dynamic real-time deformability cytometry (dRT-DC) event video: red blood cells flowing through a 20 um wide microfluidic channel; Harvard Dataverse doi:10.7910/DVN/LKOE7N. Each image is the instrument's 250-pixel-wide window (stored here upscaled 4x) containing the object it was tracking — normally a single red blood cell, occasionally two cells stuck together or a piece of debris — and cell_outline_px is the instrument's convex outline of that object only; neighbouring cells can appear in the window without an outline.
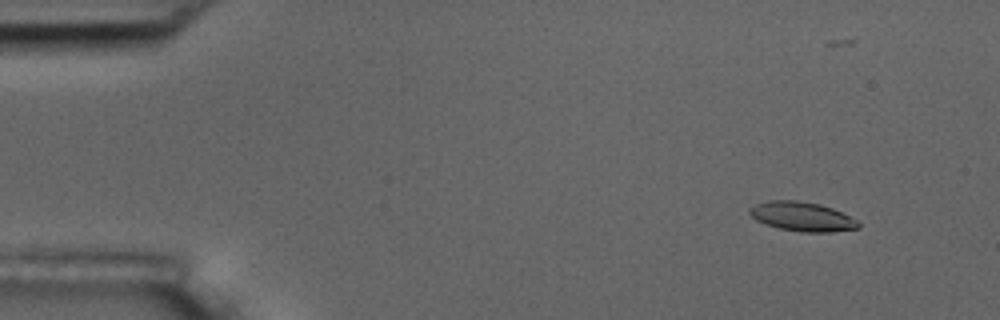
{"species": "common noctule bat (a hibernating species)", "species_latin": "Nyctalus noctula", "temperature_condition": "room temperature", "stored_images_in_passage": 58, "camera_frame_rate_fps": 3000, "um_per_image_px": 0.085, "animal": {"sex": "male", "body_mass_g": 17.5, "forearm_length_mm": 52.3}, "frame": {"image": 1, "passage_image": 6, "time_ms": 1.667, "image_size_px": [1000, 320], "cell_outline_px": [[860, 228], [828, 232], [804, 232], [780, 228], [764, 224], [756, 220], [748, 212], [748, 208], [756, 204], [768, 200], [796, 200], [820, 204], [832, 208], [856, 220], [860, 224]], "centroid_in_image_um": [68.14, 18.4], "position_along_channel_um": 16.9, "area_um2": 18.44}}
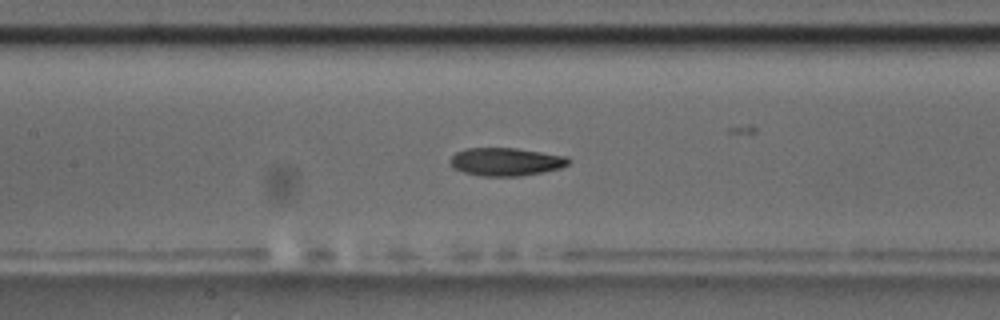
{"frame": {"image": 2, "passage_image": 27, "time_ms": 8.667, "image_size_px": [1000, 320], "cell_outline_px": [[572, 160], [568, 164], [560, 168], [544, 172], [520, 176], [480, 176], [464, 172], [452, 168], [452, 156], [456, 152], [468, 148], [516, 148], [568, 156]], "centroid_in_image_um": [43.05, 13.75], "position_along_channel_um": 164.4, "area_um2": 19.36}}
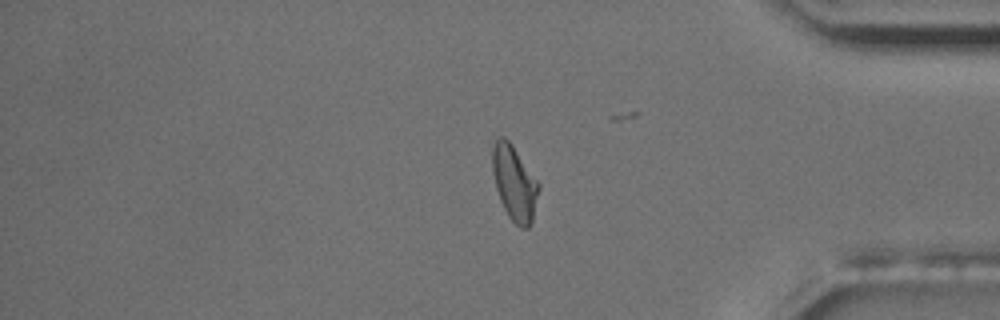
{"frame": {"image": 3, "passage_image": 48, "time_ms": 15.667, "image_size_px": [1000, 320], "cell_outline_px": [[540, 188], [532, 224], [528, 228], [520, 228], [508, 216], [500, 200], [496, 188], [492, 172], [492, 144], [500, 136], [504, 136], [512, 144], [540, 184]], "centroid_in_image_um": [43.73, 15.56], "position_along_channel_um": 391.5, "area_um2": 20.4}, "authors_computed_cell_mechanics": {"area_um2": 19.2763, "velocity_mm_per_s": 3.5721, "shape_relaxation_time_tau1_ms": 5.4837, "shape_relaxation_time_tau2_ms": 4.6944, "deformation_change_tau1": 0.1798, "deformation_change_tau2": 0.1114}}